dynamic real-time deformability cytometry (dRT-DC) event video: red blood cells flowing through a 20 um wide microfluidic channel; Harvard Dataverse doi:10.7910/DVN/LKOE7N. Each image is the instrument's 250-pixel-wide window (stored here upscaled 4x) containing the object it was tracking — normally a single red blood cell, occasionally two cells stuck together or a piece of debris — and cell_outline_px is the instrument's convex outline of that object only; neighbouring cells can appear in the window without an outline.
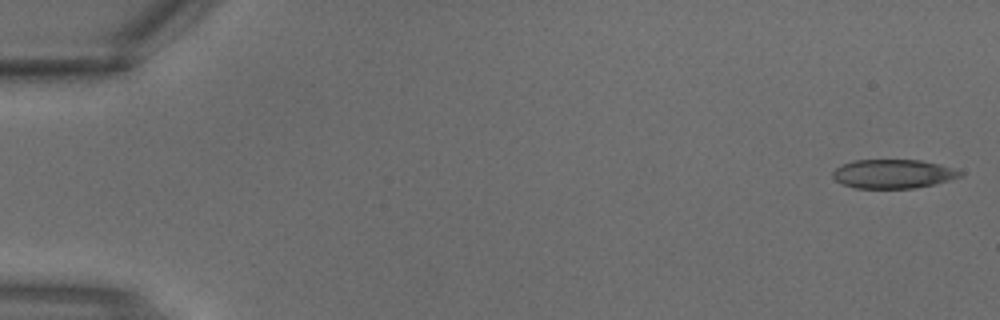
{"species": "common noctule bat (a hibernating species)", "species_latin": "Nyctalus noctula", "temperature_condition": "warm", "stored_images_in_passage": 4, "segment_of_instrument_passage": [2, 2], "camera_frame_rate_fps": 3000, "um_per_image_px": 0.085, "animal": {"sex": "male", "body_mass_g": 18.8}, "frame": {"image": 1, "passage_image": 4, "time_ms": 1.0, "image_size_px": [1000, 320], "cell_outline_px": [[964, 172], [960, 176], [936, 184], [916, 188], [856, 188], [844, 184], [836, 180], [832, 176], [832, 172], [840, 164], [852, 160], [920, 160], [940, 164]], "centroid_in_image_um": [75.9, 14.77], "position_along_channel_um": 9.1, "area_um2": 21.5}}